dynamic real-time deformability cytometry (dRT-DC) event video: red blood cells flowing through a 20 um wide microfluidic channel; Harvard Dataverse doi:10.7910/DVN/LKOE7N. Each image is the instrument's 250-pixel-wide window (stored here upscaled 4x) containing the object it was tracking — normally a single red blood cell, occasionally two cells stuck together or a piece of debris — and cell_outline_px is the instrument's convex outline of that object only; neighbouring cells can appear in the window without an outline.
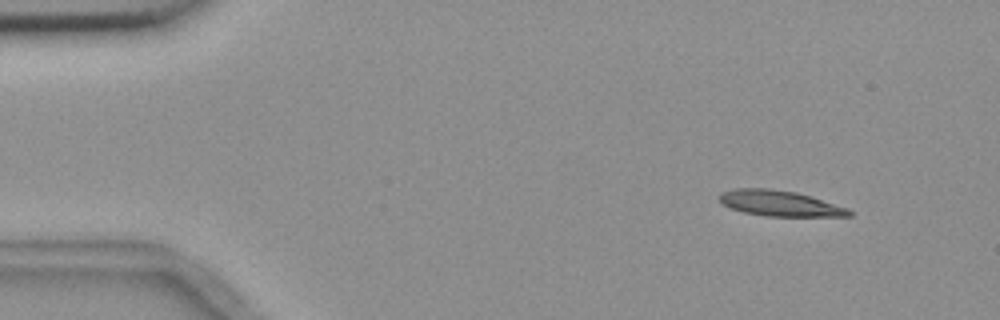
{"species": "common noctule bat (a hibernating species)", "species_latin": "Nyctalus noctula", "temperature_condition": "room temperature", "stored_images_in_passage": 3, "camera_frame_rate_fps": 3000, "um_per_image_px": 0.085, "animal": {"sex": "female", "body_mass_g": 18.4}, "frame": {"image": 1, "passage_image": 1, "time_ms": 0.0, "image_size_px": [1000, 320], "cell_outline_px": [[852, 216], [764, 216], [744, 212], [732, 208], [724, 204], [720, 200], [720, 192], [736, 188], [768, 188], [796, 192], [848, 208], [852, 212]], "centroid_in_image_um": [66.28, 17.28], "position_along_channel_um": 18.7, "area_um2": 19.13}}
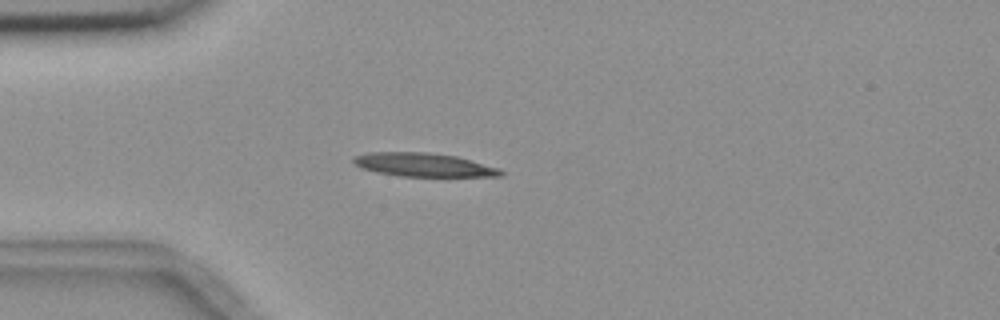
{"frame": {"image": 2, "passage_image": 3, "time_ms": 3.0, "image_size_px": [1000, 320], "cell_outline_px": [[504, 172], [500, 176], [396, 176], [376, 172], [360, 168], [352, 160], [356, 156], [368, 152], [428, 152], [456, 156], [500, 168]], "centroid_in_image_um": [35.99, 14.01], "position_along_channel_um": 49.0, "area_um2": 20.17}}